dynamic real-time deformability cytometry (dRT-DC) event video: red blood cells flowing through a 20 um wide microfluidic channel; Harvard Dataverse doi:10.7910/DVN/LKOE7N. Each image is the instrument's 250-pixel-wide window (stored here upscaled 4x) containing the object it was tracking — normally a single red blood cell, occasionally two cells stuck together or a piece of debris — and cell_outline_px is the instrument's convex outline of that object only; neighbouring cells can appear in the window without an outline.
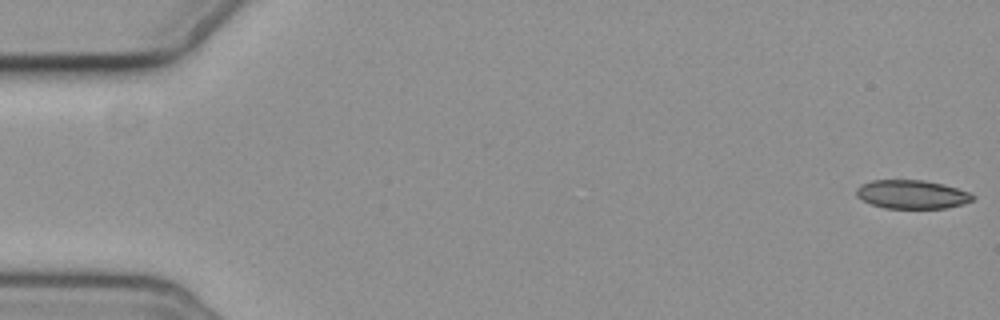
{"species": "common noctule bat (a hibernating species)", "species_latin": "Nyctalus noctula", "temperature_condition": "cold", "stored_images_in_passage": 10, "camera_frame_rate_fps": 3000, "um_per_image_px": 0.085, "animal": {"sex": "female", "body_mass_g": 19.3, "forearm_length_mm": 54.1}, "frame": {"image": 1, "passage_image": 1, "time_ms": 0.0, "image_size_px": [1000, 320], "cell_outline_px": [[976, 196], [972, 200], [964, 204], [944, 208], [884, 208], [872, 204], [856, 196], [856, 188], [860, 184], [872, 180], [924, 180], [944, 184], [968, 192]], "centroid_in_image_um": [77.5, 16.51], "position_along_channel_um": 7.5, "area_um2": 19.42}}
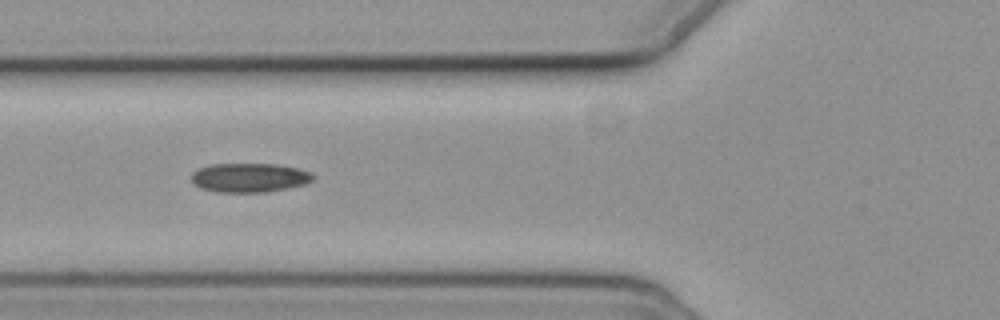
{"frame": {"image": 2, "passage_image": 5, "time_ms": 7.0, "image_size_px": [1000, 320], "cell_outline_px": [[316, 176], [312, 180], [304, 184], [288, 188], [264, 192], [216, 192], [200, 188], [192, 184], [192, 172], [208, 164], [276, 164], [296, 168], [312, 172]], "centroid_in_image_um": [21.18, 15.1], "position_along_channel_um": 104.6, "area_um2": 20.75}}
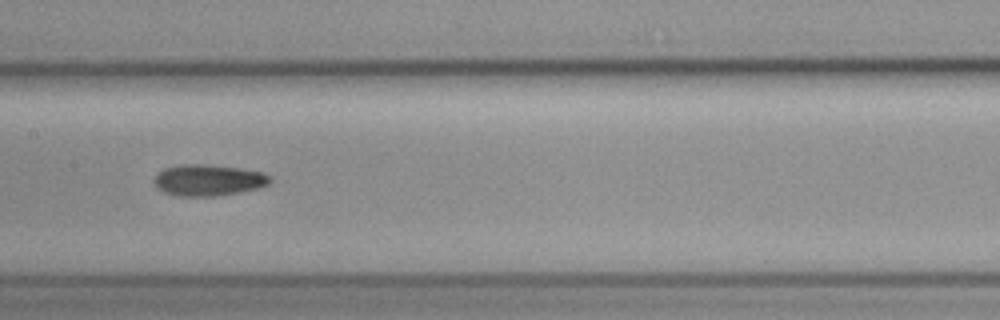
{"frame": {"image": 3, "passage_image": 7, "time_ms": 9.333, "image_size_px": [1000, 320], "cell_outline_px": [[272, 180], [268, 184], [256, 188], [240, 192], [216, 196], [176, 196], [164, 192], [156, 188], [152, 184], [152, 180], [156, 172], [164, 168], [180, 164], [200, 164], [240, 168], [260, 172], [272, 176]], "centroid_in_image_um": [17.63, 15.31], "position_along_channel_um": 189.8, "area_um2": 21.39}}